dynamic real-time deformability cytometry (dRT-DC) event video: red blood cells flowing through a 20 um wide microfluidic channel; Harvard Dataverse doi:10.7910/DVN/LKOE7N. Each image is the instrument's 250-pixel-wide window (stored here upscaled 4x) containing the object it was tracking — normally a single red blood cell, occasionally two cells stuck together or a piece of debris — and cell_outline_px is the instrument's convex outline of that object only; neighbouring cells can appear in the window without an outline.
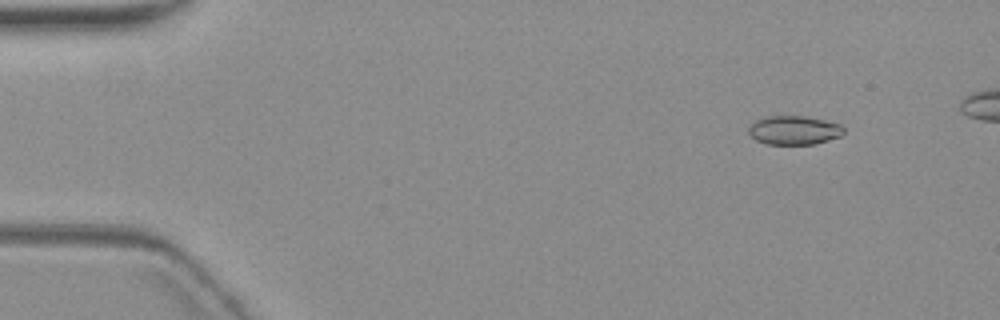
{"species": "common noctule bat (a hibernating species)", "species_latin": "Nyctalus noctula", "temperature_condition": "warm", "stored_images_in_passage": 6, "camera_frame_rate_fps": 3000, "um_per_image_px": 0.085, "animal": {"sex": "female", "body_mass_g": 19.3, "forearm_length_mm": 54.1}, "frame": {"image": 1, "passage_image": 2, "time_ms": 1.0, "image_size_px": [1000, 320], "cell_outline_px": [[844, 132], [840, 136], [828, 140], [812, 144], [768, 144], [756, 140], [748, 132], [748, 128], [756, 120], [764, 116], [804, 116], [824, 120], [840, 124], [844, 128]], "centroid_in_image_um": [67.48, 11.06], "position_along_channel_um": 17.5, "area_um2": 15.9}}